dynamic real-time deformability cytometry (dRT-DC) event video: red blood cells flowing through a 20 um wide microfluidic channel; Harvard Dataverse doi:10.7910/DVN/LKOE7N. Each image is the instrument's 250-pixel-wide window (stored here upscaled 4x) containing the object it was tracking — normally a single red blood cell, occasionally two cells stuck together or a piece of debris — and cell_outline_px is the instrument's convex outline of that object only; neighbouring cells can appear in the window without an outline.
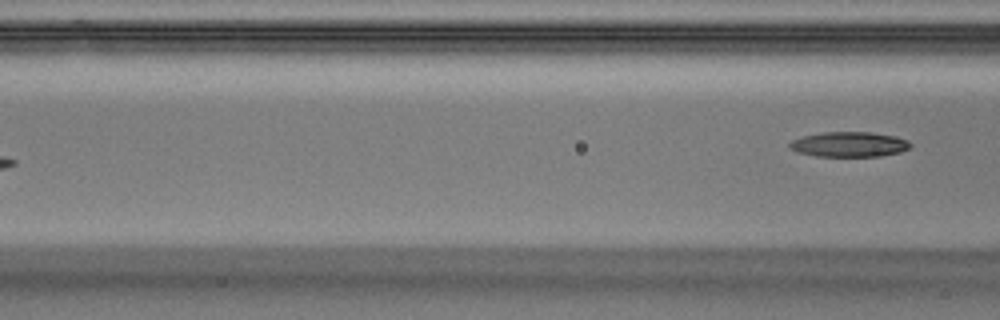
{"species": "Egyptian fruit bat (a non-hibernating species)", "species_latin": "Rousettus aegyptiacus", "temperature_condition": "warm", "stored_images_in_passage": 6, "camera_frame_rate_fps": 3000, "um_per_image_px": 0.085, "animal": {"sex": "male"}, "frame": {"image": 1, "passage_image": 6, "time_ms": 1.667, "image_size_px": [1000, 320], "cell_outline_px": [[912, 144], [908, 148], [900, 152], [880, 156], [816, 156], [796, 152], [788, 148], [788, 144], [792, 140], [804, 136], [824, 132], [872, 132], [896, 136], [908, 140]], "centroid_in_image_um": [72.17, 12.27], "position_along_channel_um": 94.4, "area_um2": 17.69}}